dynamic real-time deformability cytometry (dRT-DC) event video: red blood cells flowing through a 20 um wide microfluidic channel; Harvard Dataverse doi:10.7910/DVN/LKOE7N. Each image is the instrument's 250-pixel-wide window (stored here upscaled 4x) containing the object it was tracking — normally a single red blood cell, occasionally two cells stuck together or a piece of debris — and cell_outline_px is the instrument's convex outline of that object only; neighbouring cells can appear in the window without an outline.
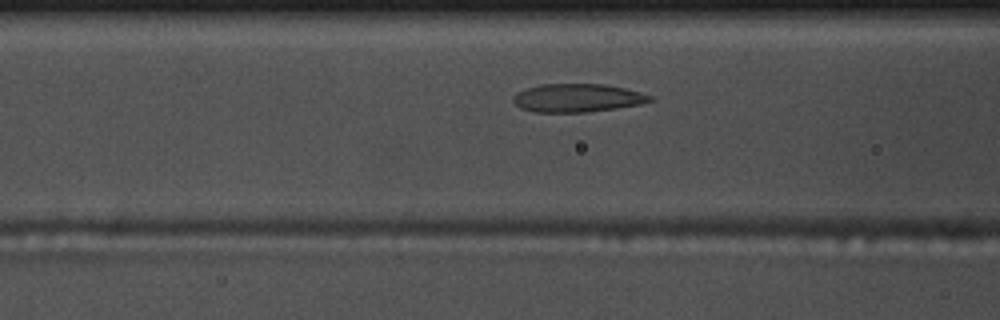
{"species": "common noctule bat (a hibernating species)", "species_latin": "Nyctalus noctula", "temperature_condition": "warm", "stored_images_in_passage": 30, "camera_frame_rate_fps": 3000, "um_per_image_px": 0.085, "animal": {"sex": "male", "body_mass_g": 17.5, "forearm_length_mm": 52.3}, "frame": {"image": 1, "passage_image": 5, "time_ms": 1.333, "image_size_px": [1000, 320], "cell_outline_px": [[652, 100], [640, 104], [616, 108], [584, 112], [536, 112], [520, 108], [512, 100], [524, 88], [540, 84], [604, 84], [624, 88], [640, 92], [652, 96]], "centroid_in_image_um": [49.07, 8.32], "position_along_channel_um": 117.5, "area_um2": 22.31}}
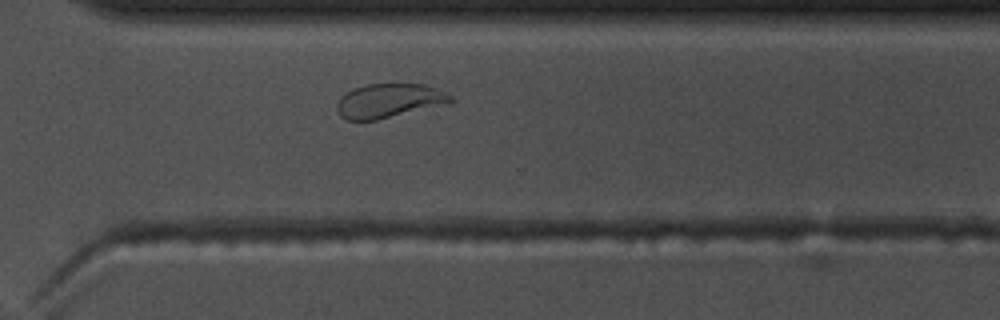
{"frame": {"image": 2, "passage_image": 23, "time_ms": 7.333, "image_size_px": [1000, 320], "cell_outline_px": [[456, 100], [376, 120], [348, 120], [340, 116], [336, 108], [336, 104], [340, 96], [344, 92], [352, 88], [364, 84], [424, 84], [448, 92]], "centroid_in_image_um": [32.99, 8.54], "position_along_channel_um": 337.6, "area_um2": 22.43}}
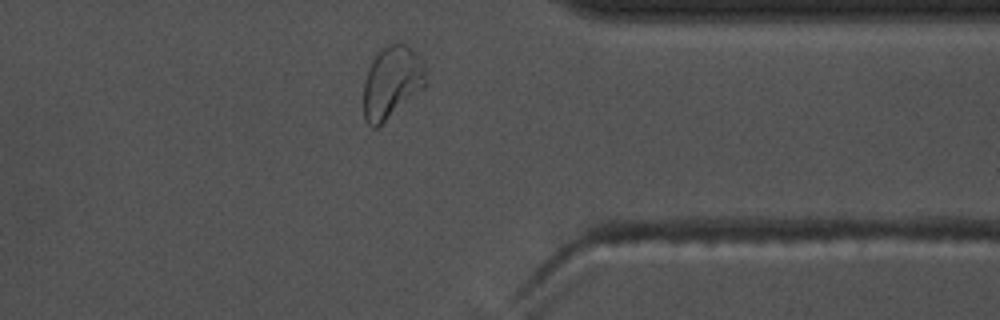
{"frame": {"image": 3, "passage_image": 27, "time_ms": 8.667, "image_size_px": [1000, 320], "cell_outline_px": [[428, 84], [424, 88], [376, 128], [372, 128], [364, 120], [364, 80], [368, 68], [372, 60], [380, 48], [392, 44], [404, 44], [420, 56], [424, 68]], "centroid_in_image_um": [33.3, 7.0], "position_along_channel_um": 378.1, "area_um2": 26.13}, "authors_computed_cell_mechanics": {"area_um2": 22.7154, "velocity_mm_per_s": 3.6724, "shape_relaxation_time_tau1_ms": 4.9167, "shape_relaxation_time_tau2_ms": 1.3585, "deformation_change_tau1": 0.1522, "deformation_change_tau2": 0.0743}}